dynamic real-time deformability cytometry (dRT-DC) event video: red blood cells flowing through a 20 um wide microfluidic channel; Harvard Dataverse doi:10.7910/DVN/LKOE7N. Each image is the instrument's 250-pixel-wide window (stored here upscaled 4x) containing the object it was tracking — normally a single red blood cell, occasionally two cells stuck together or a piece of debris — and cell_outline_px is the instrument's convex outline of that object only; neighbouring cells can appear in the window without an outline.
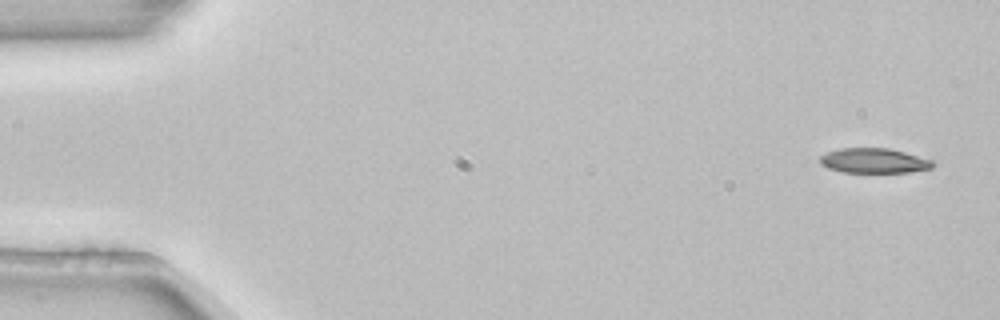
{"species": "common noctule bat (a hibernating species)", "species_latin": "Nyctalus noctula", "temperature_condition": "room temperature", "stored_images_in_passage": 3, "camera_frame_rate_fps": 3000, "um_per_image_px": 0.085, "animal": {"sex": "female", "body_mass_g": 22.7, "forearm_length_mm": 54.2}, "frame": {"image": 1, "passage_image": 1, "time_ms": 0.0, "image_size_px": [1000, 320], "cell_outline_px": [[936, 164], [932, 168], [908, 172], [840, 172], [828, 168], [820, 164], [820, 156], [828, 152], [840, 148], [888, 148], [904, 152], [932, 160]], "centroid_in_image_um": [74.28, 13.66], "position_along_channel_um": 10.7, "area_um2": 16.3}}